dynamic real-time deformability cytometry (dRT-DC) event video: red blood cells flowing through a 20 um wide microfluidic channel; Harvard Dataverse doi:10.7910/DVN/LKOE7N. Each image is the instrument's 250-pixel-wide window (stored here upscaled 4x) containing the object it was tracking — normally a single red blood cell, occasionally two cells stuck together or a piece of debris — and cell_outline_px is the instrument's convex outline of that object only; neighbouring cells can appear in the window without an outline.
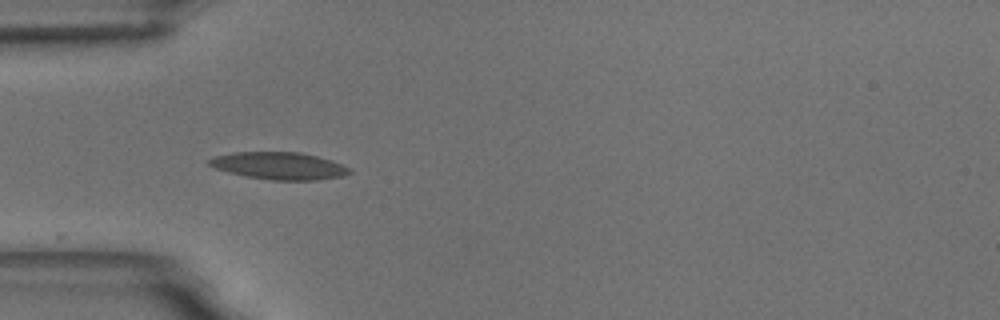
{"species": "common noctule bat (a hibernating species)", "species_latin": "Nyctalus noctula", "temperature_condition": "room temperature", "stored_images_in_passage": 9, "camera_frame_rate_fps": 3000, "um_per_image_px": 0.085, "animal": {"sex": "male", "body_mass_g": 18.8}, "frame": {"image": 1, "passage_image": 1, "time_ms": 0.0, "image_size_px": [1000, 320], "cell_outline_px": [[352, 172], [344, 176], [316, 180], [272, 180], [248, 176], [228, 172], [216, 168], [208, 164], [208, 160], [216, 156], [236, 152], [300, 152], [332, 160], [352, 168]], "centroid_in_image_um": [23.79, 14.09], "position_along_channel_um": 61.2, "area_um2": 22.2}}
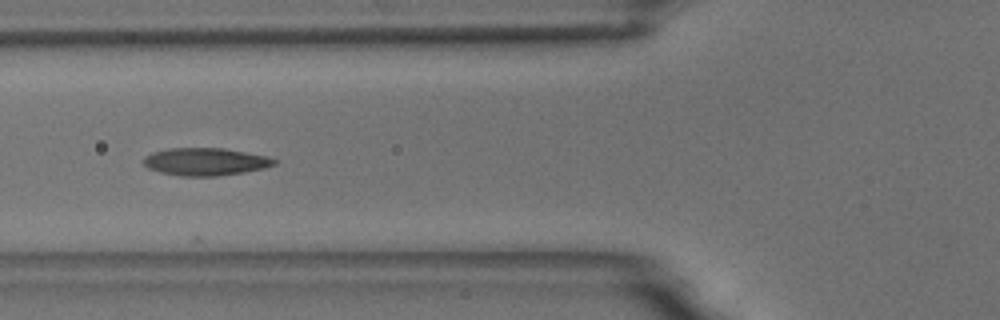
{"frame": {"image": 2, "passage_image": 5, "time_ms": 1.333, "image_size_px": [1000, 320], "cell_outline_px": [[276, 164], [264, 168], [244, 172], [220, 176], [180, 176], [160, 172], [148, 168], [144, 164], [144, 156], [152, 152], [168, 148], [224, 148], [268, 156], [276, 160]], "centroid_in_image_um": [17.46, 13.74], "position_along_channel_um": 108.3, "area_um2": 21.1}}
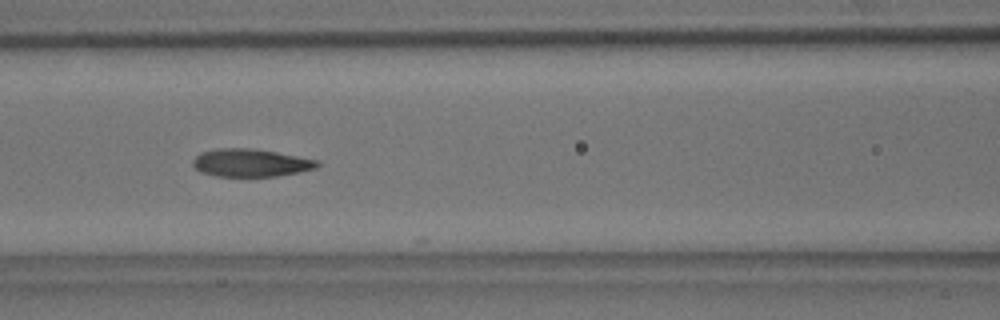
{"frame": {"image": 3, "passage_image": 8, "time_ms": 2.333, "image_size_px": [1000, 320], "cell_outline_px": [[320, 164], [316, 168], [300, 172], [276, 176], [216, 176], [200, 172], [192, 164], [192, 160], [200, 152], [216, 148], [252, 148], [276, 152], [320, 160]], "centroid_in_image_um": [21.31, 13.83], "position_along_channel_um": 145.3, "area_um2": 20.29}}